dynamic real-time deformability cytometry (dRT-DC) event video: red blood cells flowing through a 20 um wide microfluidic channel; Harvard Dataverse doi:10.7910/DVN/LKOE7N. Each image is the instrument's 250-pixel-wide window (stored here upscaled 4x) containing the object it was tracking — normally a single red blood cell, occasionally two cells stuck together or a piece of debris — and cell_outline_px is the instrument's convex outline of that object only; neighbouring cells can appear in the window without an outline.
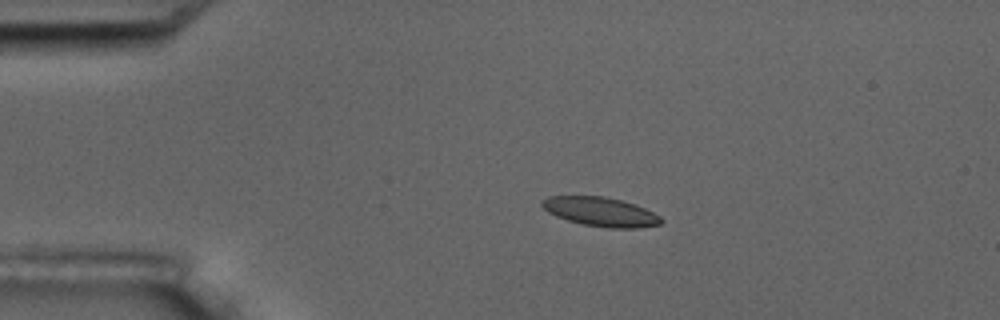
{"species": "common noctule bat (a hibernating species)", "species_latin": "Nyctalus noctula", "temperature_condition": "room temperature", "stored_images_in_passage": 5, "segment_of_instrument_passage": [1, 2], "camera_frame_rate_fps": 3000, "um_per_image_px": 0.085, "animal": {"sex": "male", "body_mass_g": 17.5, "forearm_length_mm": 52.3}, "frame": {"image": 1, "passage_image": 3, "time_ms": 3.333, "image_size_px": [1000, 320], "cell_outline_px": [[664, 220], [660, 224], [636, 228], [608, 228], [580, 224], [556, 216], [548, 212], [540, 204], [540, 200], [548, 196], [604, 196], [636, 204], [660, 216]], "centroid_in_image_um": [51.03, 18.0], "position_along_channel_um": 34.0, "area_um2": 20.29}}